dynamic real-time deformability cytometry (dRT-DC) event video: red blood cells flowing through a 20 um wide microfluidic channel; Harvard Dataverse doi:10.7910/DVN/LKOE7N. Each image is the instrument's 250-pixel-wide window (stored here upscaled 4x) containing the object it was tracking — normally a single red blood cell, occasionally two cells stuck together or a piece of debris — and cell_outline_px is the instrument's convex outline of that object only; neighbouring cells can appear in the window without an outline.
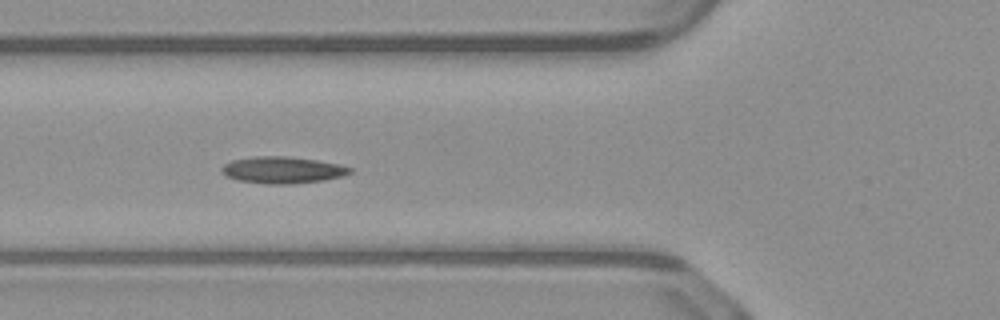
{"species": "common noctule bat (a hibernating species)", "species_latin": "Nyctalus noctula", "temperature_condition": "warm", "stored_images_in_passage": 16, "camera_frame_rate_fps": 3000, "um_per_image_px": 0.085, "animal": {"sex": "male", "body_mass_g": 23.1, "forearm_length_mm": 52.7}, "frame": {"image": 1, "passage_image": 7, "time_ms": 2.0, "image_size_px": [1000, 320], "cell_outline_px": [[352, 172], [340, 176], [324, 180], [292, 184], [268, 184], [236, 180], [220, 172], [220, 168], [224, 164], [232, 160], [252, 156], [284, 156], [316, 160], [340, 164], [352, 168]], "centroid_in_image_um": [23.98, 14.45], "position_along_channel_um": 101.8, "area_um2": 20.0}}
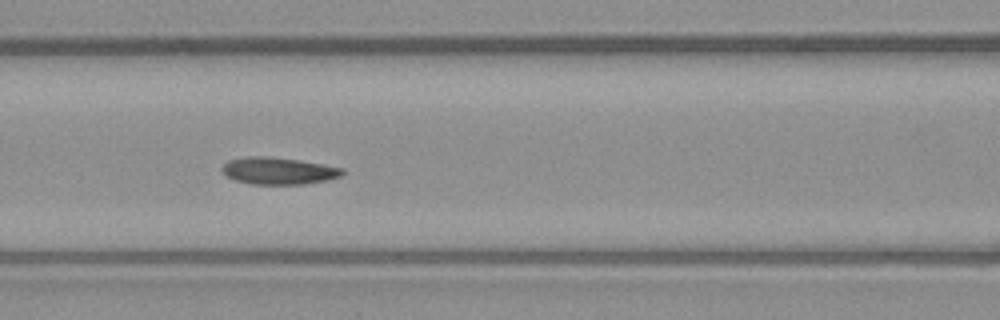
{"frame": {"image": 2, "passage_image": 10, "time_ms": 3.0, "image_size_px": [1000, 320], "cell_outline_px": [[344, 172], [340, 176], [328, 180], [304, 184], [252, 184], [236, 180], [224, 176], [220, 168], [228, 160], [248, 156], [268, 156], [300, 160], [344, 168]], "centroid_in_image_um": [23.64, 14.52], "position_along_channel_um": 143.0, "area_um2": 19.07}}